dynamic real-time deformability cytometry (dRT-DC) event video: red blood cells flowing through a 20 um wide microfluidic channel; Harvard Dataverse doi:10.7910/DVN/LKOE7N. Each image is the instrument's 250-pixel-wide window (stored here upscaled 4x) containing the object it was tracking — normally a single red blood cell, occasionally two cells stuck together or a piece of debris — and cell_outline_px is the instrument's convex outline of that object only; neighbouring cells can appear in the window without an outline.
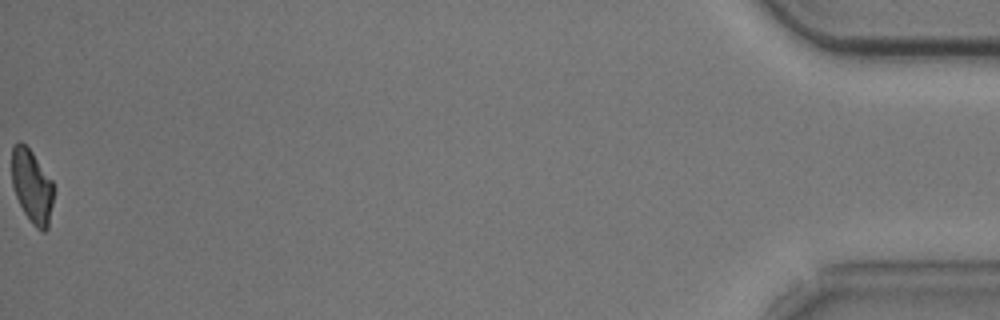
{"species": "common noctule bat (a hibernating species)", "species_latin": "Nyctalus noctula", "temperature_condition": "cold", "stored_images_in_passage": 54, "camera_frame_rate_fps": 3000, "um_per_image_px": 0.085, "animal": {"sex": "male", "body_mass_g": 20.5, "forearm_length_mm": 52.5}, "frame": {"image": 1, "passage_image": 54, "time_ms": 17.667, "image_size_px": [1000, 320], "cell_outline_px": [[52, 204], [48, 228], [44, 232], [36, 228], [32, 224], [24, 212], [16, 196], [12, 184], [12, 144], [20, 140], [32, 152], [52, 180]], "centroid_in_image_um": [2.7, 15.82], "position_along_channel_um": 432.5, "area_um2": 17.74}, "authors_computed_cell_mechanics": {"area_um2": 20.2011, "velocity_mm_per_s": 3.7149, "shape_relaxation_time_tau1_ms": 3.5235, "shape_relaxation_time_tau2_ms": null, "deformation_change_tau1": 0.1118, "deformation_change_tau2": null}}